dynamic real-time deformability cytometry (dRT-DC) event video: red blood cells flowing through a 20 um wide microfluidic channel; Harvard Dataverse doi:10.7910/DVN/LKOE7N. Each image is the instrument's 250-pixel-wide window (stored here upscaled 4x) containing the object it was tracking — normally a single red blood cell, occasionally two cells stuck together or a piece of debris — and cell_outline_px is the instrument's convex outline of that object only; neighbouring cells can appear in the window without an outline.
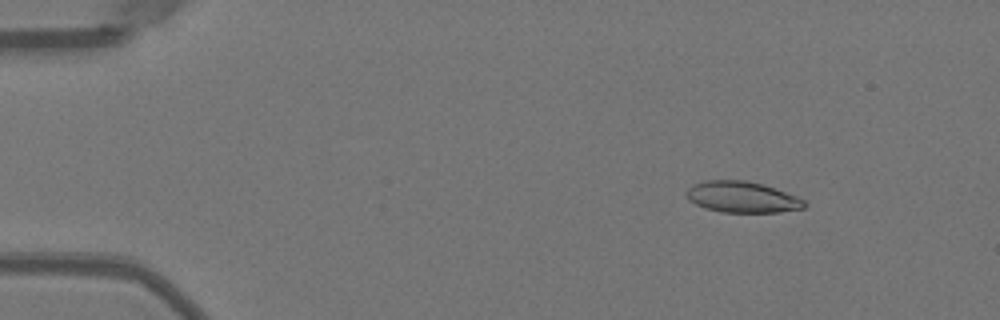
{"species": "Egyptian fruit bat (a non-hibernating species)", "species_latin": "Rousettus aegyptiacus", "temperature_condition": "warm", "stored_images_in_passage": 50, "camera_frame_rate_fps": 3000, "um_per_image_px": 0.085, "animal": {"sex": "female"}, "frame": {"image": 1, "passage_image": 6, "time_ms": 1.667, "image_size_px": [1000, 320], "cell_outline_px": [[808, 204], [804, 208], [780, 212], [720, 212], [704, 208], [688, 200], [688, 188], [692, 184], [708, 180], [744, 180], [760, 184], [796, 196], [804, 200]], "centroid_in_image_um": [63.07, 16.76], "position_along_channel_um": 21.9, "area_um2": 21.15}}
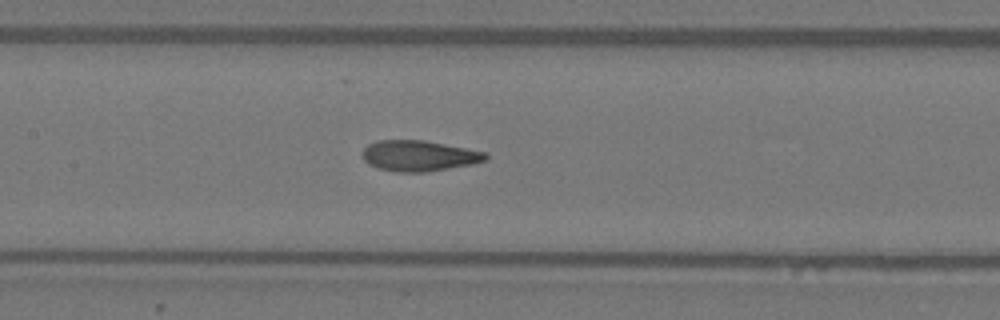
{"frame": {"image": 2, "passage_image": 24, "time_ms": 7.667, "image_size_px": [1000, 320], "cell_outline_px": [[488, 156], [484, 160], [472, 164], [424, 172], [396, 172], [380, 168], [368, 164], [364, 160], [364, 148], [368, 144], [380, 140], [424, 140], [488, 152]], "centroid_in_image_um": [35.63, 13.23], "position_along_channel_um": 171.8, "area_um2": 21.85}}
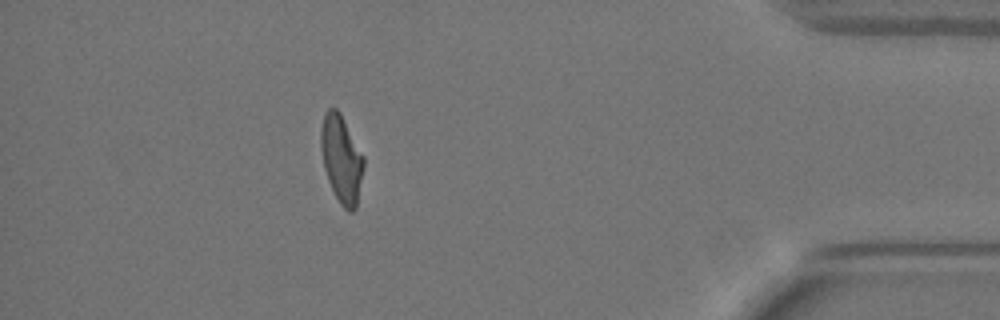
{"frame": {"image": 3, "passage_image": 45, "time_ms": 14.667, "image_size_px": [1000, 320], "cell_outline_px": [[364, 164], [356, 208], [352, 212], [348, 212], [340, 204], [328, 180], [324, 168], [320, 148], [320, 128], [324, 112], [328, 108], [336, 108], [340, 112], [364, 156]], "centroid_in_image_um": [29.01, 13.48], "position_along_channel_um": 406.2, "area_um2": 21.91}, "authors_computed_cell_mechanics": {"area_um2": 21.7906, "velocity_mm_per_s": 4.0017, "shape_relaxation_time_tau1_ms": 5.7877, "shape_relaxation_time_tau2_ms": 1.3929, "deformation_change_tau1": 0.2157, "deformation_change_tau2": 0.0862}}